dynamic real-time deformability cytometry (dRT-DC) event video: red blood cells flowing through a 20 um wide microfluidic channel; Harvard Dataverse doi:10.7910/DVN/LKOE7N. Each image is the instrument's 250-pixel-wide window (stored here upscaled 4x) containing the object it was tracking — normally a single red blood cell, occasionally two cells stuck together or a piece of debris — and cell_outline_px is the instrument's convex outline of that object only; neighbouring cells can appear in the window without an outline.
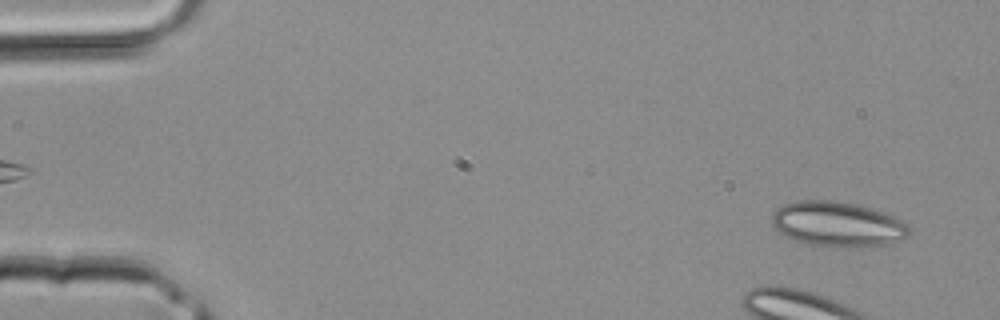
{"species": "common noctule bat (a hibernating species)", "species_latin": "Nyctalus noctula", "temperature_condition": "room temperature", "stored_images_in_passage": 39, "camera_frame_rate_fps": 3000, "um_per_image_px": 0.085, "animal": {"sex": "male", "body_mass_g": 20.4}, "frame": {"image": 1, "passage_image": 2, "time_ms": 0.333, "image_size_px": [1000, 320], "cell_outline_px": [[908, 236], [904, 240], [884, 244], [848, 248], [836, 248], [804, 244], [780, 232], [772, 224], [772, 212], [776, 208], [784, 204], [796, 200], [828, 200], [856, 204], [884, 212], [908, 224]], "centroid_in_image_um": [71.18, 19.06], "position_along_channel_um": 13.8, "area_um2": 36.18}}
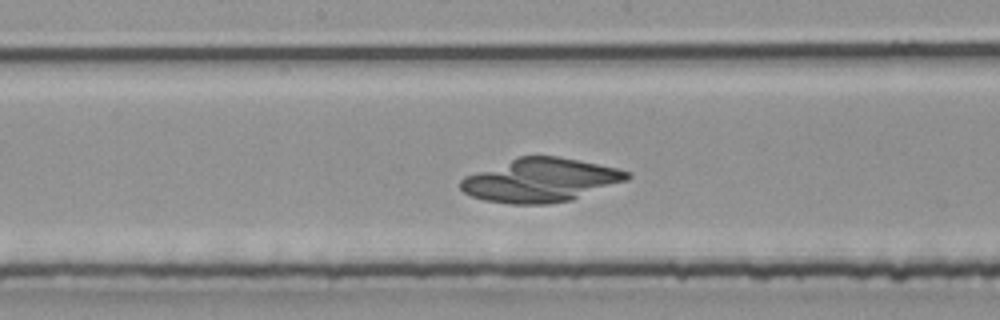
{"frame": {"image": 2, "passage_image": 20, "time_ms": 6.333, "image_size_px": [1000, 320], "cell_outline_px": [[632, 176], [628, 180], [572, 200], [548, 204], [512, 204], [484, 200], [472, 196], [464, 192], [460, 188], [460, 180], [464, 176], [520, 156], [556, 156], [616, 168], [632, 172]], "centroid_in_image_um": [45.96, 15.33], "position_along_channel_um": 202.2, "area_um2": 42.08}}
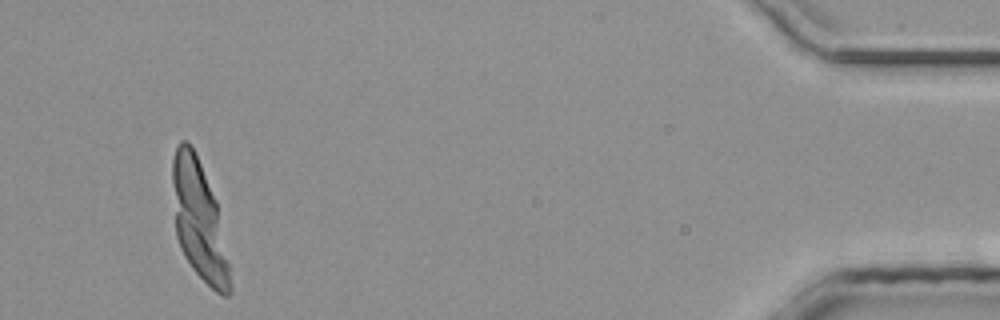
{"frame": {"image": 3, "passage_image": 37, "time_ms": 12.0, "image_size_px": [1000, 320], "cell_outline_px": [[232, 292], [228, 296], [224, 296], [216, 292], [192, 268], [184, 256], [180, 248], [176, 236], [172, 184], [172, 156], [180, 140], [188, 140], [200, 164], [216, 200], [232, 284]], "centroid_in_image_um": [16.89, 18.76], "position_along_channel_um": 418.3, "area_um2": 39.25}}